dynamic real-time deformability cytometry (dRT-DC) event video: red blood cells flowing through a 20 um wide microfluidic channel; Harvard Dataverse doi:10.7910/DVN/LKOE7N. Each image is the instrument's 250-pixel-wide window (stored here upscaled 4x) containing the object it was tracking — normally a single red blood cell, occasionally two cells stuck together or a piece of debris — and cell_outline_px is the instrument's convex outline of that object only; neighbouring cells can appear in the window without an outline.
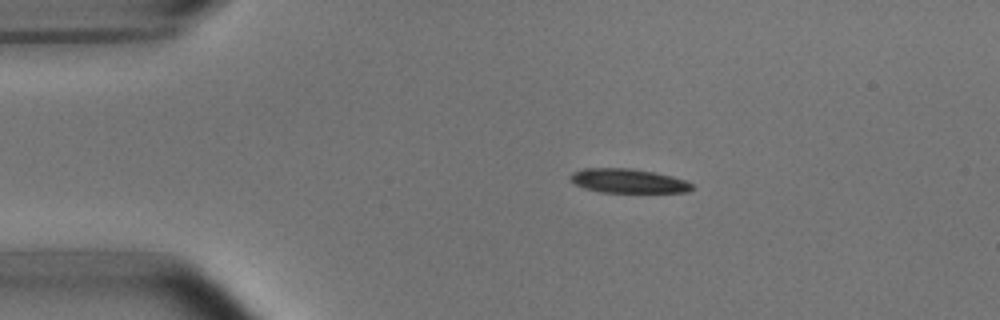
{"species": "common noctule bat (a hibernating species)", "species_latin": "Nyctalus noctula", "temperature_condition": "room temperature", "stored_images_in_passage": 44, "camera_frame_rate_fps": 3000, "um_per_image_px": 0.085, "animal": {"sex": "male", "body_mass_g": 15.6}, "frame": {"image": 1, "passage_image": 1, "time_ms": 0.0, "image_size_px": [1000, 320], "cell_outline_px": [[692, 188], [688, 192], [600, 192], [584, 188], [576, 184], [572, 180], [572, 172], [584, 168], [632, 168], [672, 176], [684, 180], [692, 184]], "centroid_in_image_um": [53.39, 15.37], "position_along_channel_um": 31.6, "area_um2": 16.88}}
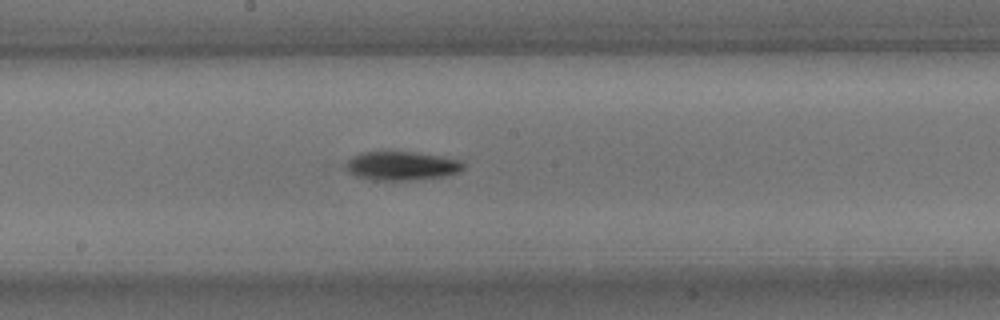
{"frame": {"image": 2, "passage_image": 19, "time_ms": 6.0, "image_size_px": [1000, 320], "cell_outline_px": [[464, 168], [460, 172], [444, 176], [408, 180], [372, 180], [356, 176], [348, 172], [348, 160], [352, 156], [360, 152], [412, 152], [444, 156], [460, 160], [464, 164]], "centroid_in_image_um": [34.17, 14.09], "position_along_channel_um": 214.0, "area_um2": 19.65}}
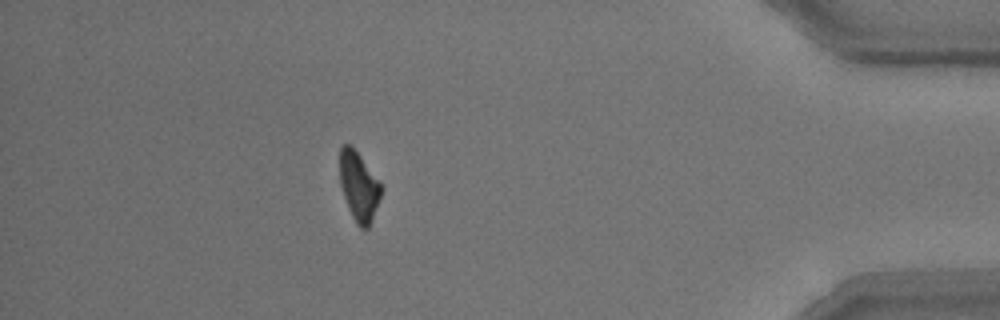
{"frame": {"image": 3, "passage_image": 38, "time_ms": 12.333, "image_size_px": [1000, 320], "cell_outline_px": [[380, 196], [368, 228], [360, 228], [356, 224], [348, 208], [340, 184], [340, 148], [344, 144], [348, 144], [360, 156], [380, 184]], "centroid_in_image_um": [30.46, 15.86], "position_along_channel_um": 404.7, "area_um2": 15.95}, "authors_computed_cell_mechanics": {"area_um2": 18.8139, "velocity_mm_per_s": 3.7571, "shape_relaxation_time_tau1_ms": 1.8016, "shape_relaxation_time_tau2_ms": 9.7633, "deformation_change_tau1": 0.1332, "deformation_change_tau2": 0.1496}}